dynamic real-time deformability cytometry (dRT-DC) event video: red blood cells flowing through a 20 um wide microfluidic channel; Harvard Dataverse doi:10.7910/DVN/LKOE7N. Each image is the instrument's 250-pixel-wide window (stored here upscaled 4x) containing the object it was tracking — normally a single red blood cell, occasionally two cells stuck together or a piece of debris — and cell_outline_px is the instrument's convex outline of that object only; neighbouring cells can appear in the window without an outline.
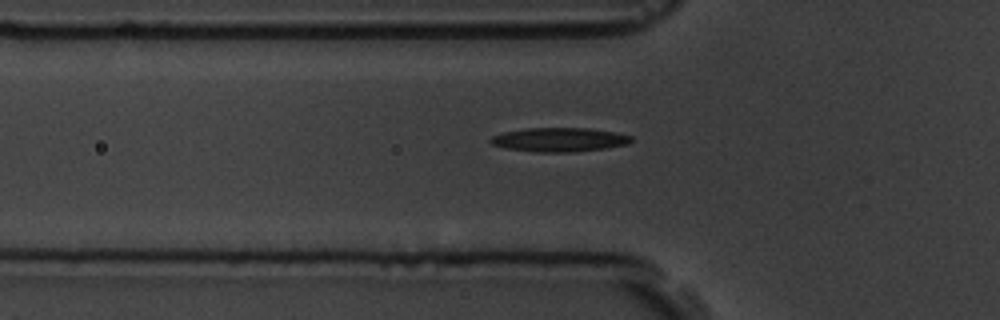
{"species": "common noctule bat (a hibernating species)", "species_latin": "Nyctalus noctula", "temperature_condition": "room temperature", "stored_images_in_passage": 8, "camera_frame_rate_fps": 3000, "um_per_image_px": 0.085, "animal": {"sex": "male", "body_mass_g": 19.5, "forearm_length_mm": 54.6}, "frame": {"image": 1, "passage_image": 7, "time_ms": 7.667, "image_size_px": [1000, 320], "cell_outline_px": [[632, 140], [628, 144], [604, 148], [572, 152], [536, 152], [508, 148], [492, 144], [488, 140], [492, 136], [504, 132], [528, 128], [588, 128], [616, 132], [632, 136]], "centroid_in_image_um": [47.56, 11.87], "position_along_channel_um": 78.2, "area_um2": 19.54}}
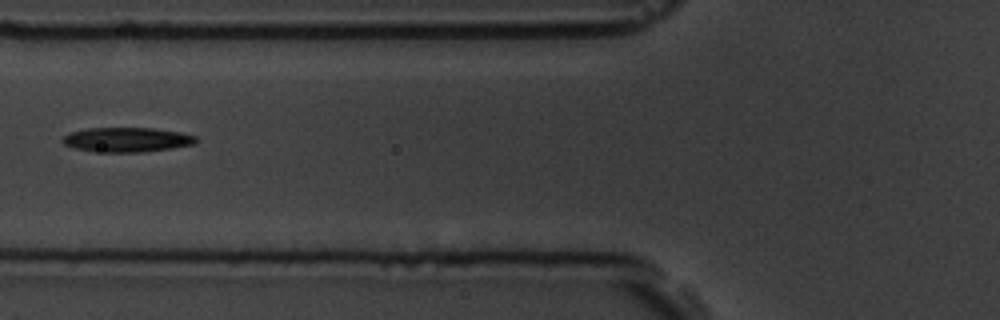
{"frame": {"image": 2, "passage_image": 8, "time_ms": 8.667, "image_size_px": [1000, 320], "cell_outline_px": [[196, 140], [192, 144], [172, 148], [144, 152], [92, 152], [76, 148], [64, 144], [60, 140], [68, 132], [88, 128], [152, 128], [180, 132], [196, 136]], "centroid_in_image_um": [10.73, 11.87], "position_along_channel_um": 115.1, "area_um2": 19.13}}